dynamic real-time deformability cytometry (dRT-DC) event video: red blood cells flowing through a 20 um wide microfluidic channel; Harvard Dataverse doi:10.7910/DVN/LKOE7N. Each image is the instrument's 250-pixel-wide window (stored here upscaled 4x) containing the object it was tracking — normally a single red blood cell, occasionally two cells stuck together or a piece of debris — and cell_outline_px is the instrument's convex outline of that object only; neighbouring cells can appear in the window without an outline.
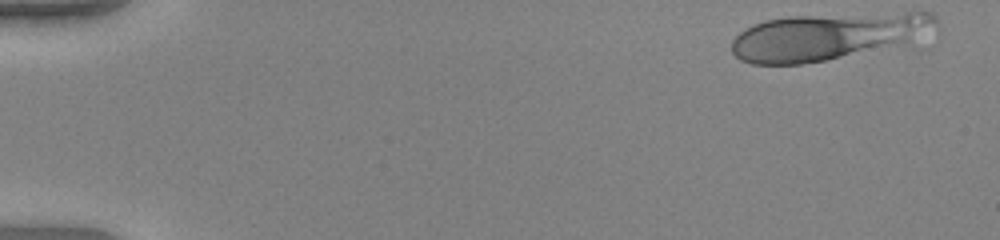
{"species": "human", "species_latin": "Homo sapiens", "temperature_condition": "warm", "stored_images_in_passage": 21, "camera_frame_rate_fps": 3000, "um_per_image_px": 0.085, "donor": {"sex": "female"}, "frame": {"image": 1, "passage_image": 1, "time_ms": 0.0, "image_size_px": [1000, 240], "cell_outline_px": [[936, 20], [928, 48], [800, 64], [752, 64], [740, 60], [732, 52], [732, 40], [740, 32], [764, 20], [788, 16], [908, 12], [932, 12], [936, 16]], "centroid_in_image_um": [70.77, 3.16], "position_along_channel_um": 14.2, "area_um2": 60.23}}
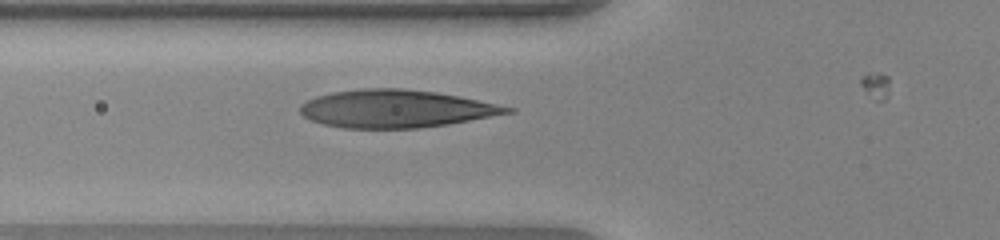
{"frame": {"image": 2, "passage_image": 17, "time_ms": 5.333, "image_size_px": [1000, 240], "cell_outline_px": [[516, 112], [448, 124], [420, 128], [344, 128], [324, 124], [308, 120], [300, 112], [300, 104], [316, 96], [332, 92], [360, 88], [404, 88], [436, 92], [516, 108]], "centroid_in_image_um": [33.62, 9.24], "position_along_channel_um": 92.2, "area_um2": 45.55}}
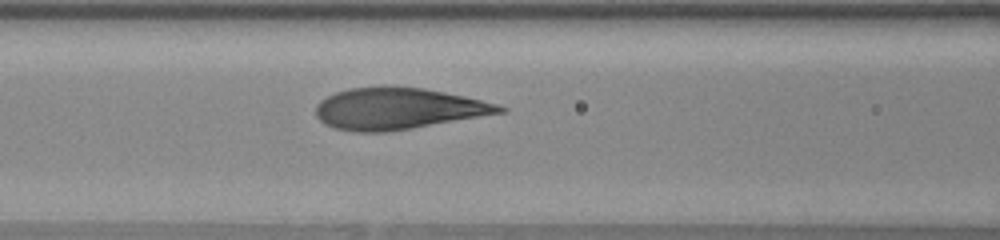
{"frame": {"image": 3, "passage_image": 20, "time_ms": 6.333, "image_size_px": [1000, 240], "cell_outline_px": [[508, 112], [388, 132], [352, 132], [336, 128], [324, 124], [316, 116], [316, 104], [320, 100], [336, 92], [348, 88], [388, 84], [424, 88], [464, 96], [496, 104], [508, 108]], "centroid_in_image_um": [33.81, 9.21], "position_along_channel_um": 132.8, "area_um2": 45.03}}